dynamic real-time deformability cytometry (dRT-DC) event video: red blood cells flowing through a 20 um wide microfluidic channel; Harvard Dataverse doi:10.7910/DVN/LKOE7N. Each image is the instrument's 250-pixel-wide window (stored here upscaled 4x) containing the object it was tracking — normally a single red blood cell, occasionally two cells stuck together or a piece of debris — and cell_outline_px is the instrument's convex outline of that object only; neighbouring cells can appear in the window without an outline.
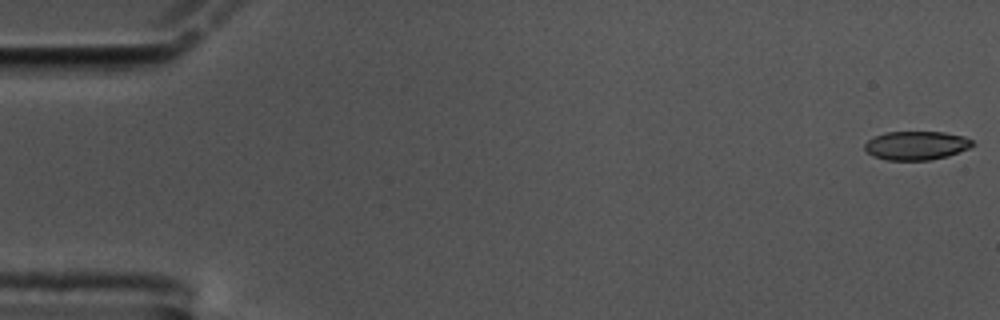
{"species": "common noctule bat (a hibernating species)", "species_latin": "Nyctalus noctula", "temperature_condition": "cold", "stored_images_in_passage": 58, "camera_frame_rate_fps": 3000, "um_per_image_px": 0.085, "animal": {"sex": "male", "body_mass_g": 17.5, "forearm_length_mm": 52.3}, "frame": {"image": 1, "passage_image": 1, "time_ms": 0.0, "image_size_px": [1000, 320], "cell_outline_px": [[976, 144], [968, 148], [948, 156], [932, 160], [888, 160], [872, 156], [864, 148], [864, 144], [868, 140], [884, 132], [944, 132], [964, 136], [972, 140]], "centroid_in_image_um": [77.89, 12.37], "position_along_channel_um": 7.1, "area_um2": 18.09}}
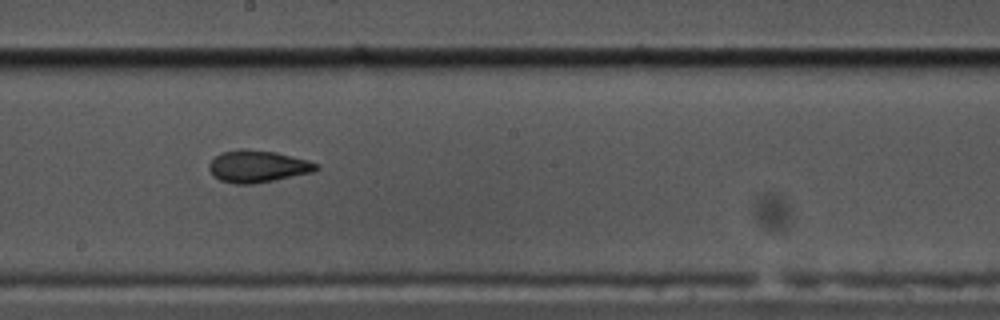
{"frame": {"image": 2, "passage_image": 32, "time_ms": 10.333, "image_size_px": [1000, 320], "cell_outline_px": [[320, 168], [316, 172], [252, 184], [236, 184], [220, 180], [212, 176], [208, 168], [208, 164], [220, 152], [240, 148], [244, 148], [276, 152], [308, 160], [320, 164]], "centroid_in_image_um": [21.92, 14.13], "position_along_channel_um": 226.3, "area_um2": 20.35}}
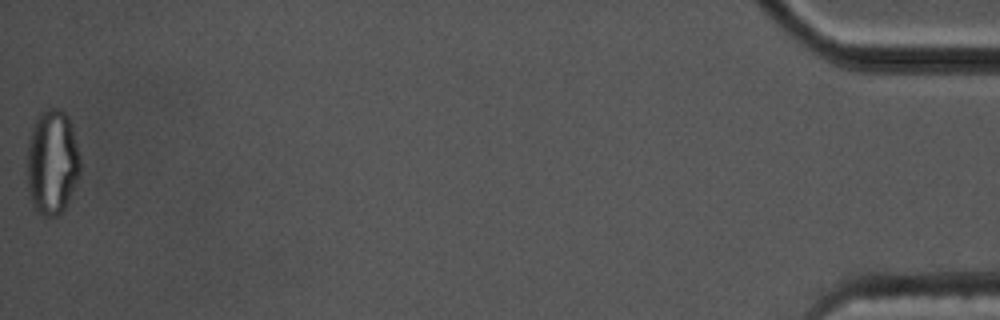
{"frame": {"image": 3, "passage_image": 58, "time_ms": 19.0, "image_size_px": [1000, 320], "cell_outline_px": [[80, 176], [68, 204], [56, 216], [44, 216], [36, 212], [32, 204], [28, 192], [28, 144], [32, 128], [36, 116], [40, 112], [48, 108], [56, 108], [64, 112], [68, 116], [72, 124], [80, 156]], "centroid_in_image_um": [4.46, 13.79], "position_along_channel_um": 430.7, "area_um2": 32.95}, "authors_computed_cell_mechanics": {"area_um2": 19.8543, "velocity_mm_per_s": 3.4851, "shape_relaxation_time_tau1_ms": null, "shape_relaxation_time_tau2_ms": 2.6353, "deformation_change_tau1": null, "deformation_change_tau2": 0.0802}}